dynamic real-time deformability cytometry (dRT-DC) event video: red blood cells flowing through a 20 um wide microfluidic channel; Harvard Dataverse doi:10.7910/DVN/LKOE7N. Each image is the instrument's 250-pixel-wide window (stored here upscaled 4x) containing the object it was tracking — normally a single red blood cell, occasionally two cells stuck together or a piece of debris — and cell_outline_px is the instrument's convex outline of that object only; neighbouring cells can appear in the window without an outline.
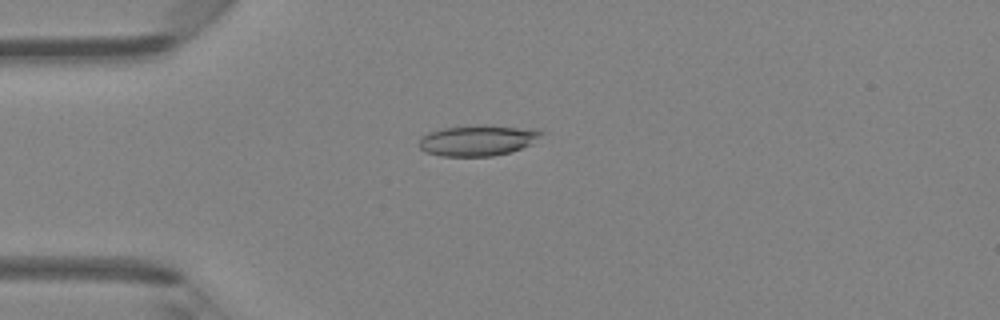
{"species": "Egyptian fruit bat (a non-hibernating species)", "species_latin": "Rousettus aegyptiacus", "temperature_condition": "room temperature", "stored_images_in_passage": 2, "camera_frame_rate_fps": 3000, "um_per_image_px": 0.085, "animal": {"sex": "female"}, "frame": {"image": 1, "passage_image": 2, "time_ms": 1.0, "image_size_px": [1000, 320], "cell_outline_px": [[544, 132], [532, 144], [512, 152], [492, 156], [440, 156], [424, 152], [420, 148], [420, 136], [428, 132], [440, 128], [484, 124], [488, 124], [540, 128]], "centroid_in_image_um": [40.65, 11.91], "position_along_channel_um": 44.4, "area_um2": 22.6}}